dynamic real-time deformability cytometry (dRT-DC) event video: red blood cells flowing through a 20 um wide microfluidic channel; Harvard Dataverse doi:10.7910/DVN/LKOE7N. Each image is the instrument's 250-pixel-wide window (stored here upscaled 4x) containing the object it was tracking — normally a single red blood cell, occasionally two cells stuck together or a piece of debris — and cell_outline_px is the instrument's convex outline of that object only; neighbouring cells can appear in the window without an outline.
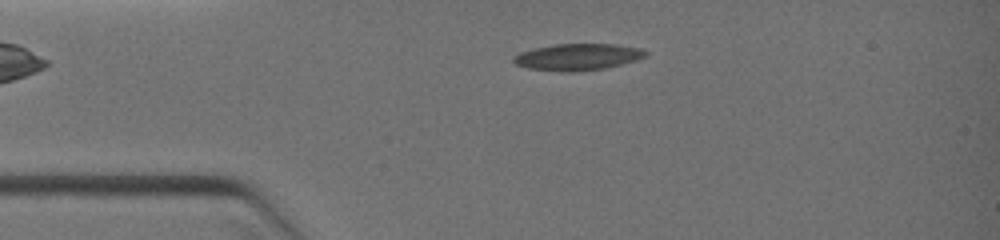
{"species": "common noctule bat (a hibernating species)", "species_latin": "Nyctalus noctula", "temperature_condition": "warm", "stored_images_in_passage": 4, "camera_frame_rate_fps": 3000, "um_per_image_px": 0.085, "animal": {"sex": "female", "body_mass_g": 19.0, "forearm_length_mm": 51.5}, "frame": {"image": 1, "passage_image": 3, "time_ms": 1.667, "image_size_px": [1000, 240], "cell_outline_px": [[648, 56], [636, 60], [604, 68], [572, 72], [564, 72], [528, 68], [516, 64], [512, 60], [512, 56], [520, 52], [536, 48], [556, 44], [616, 44], [640, 48], [648, 52]], "centroid_in_image_um": [49.11, 4.84], "position_along_channel_um": 35.9, "area_um2": 20.4}}